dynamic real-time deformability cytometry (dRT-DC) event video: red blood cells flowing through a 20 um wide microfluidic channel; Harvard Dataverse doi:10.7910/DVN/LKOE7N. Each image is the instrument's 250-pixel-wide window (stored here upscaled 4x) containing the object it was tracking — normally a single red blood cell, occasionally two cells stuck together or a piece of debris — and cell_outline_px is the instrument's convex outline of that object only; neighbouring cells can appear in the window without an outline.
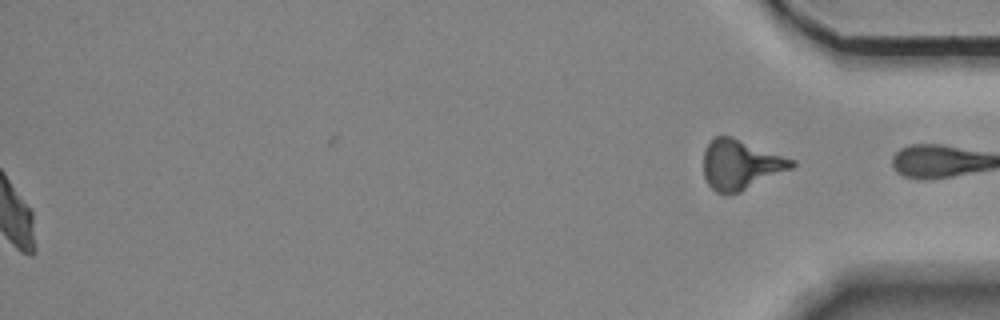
{"species": "Egyptian fruit bat (a non-hibernating species)", "species_latin": "Rousettus aegyptiacus", "temperature_condition": "room temperature", "stored_images_in_passage": 57, "segment_of_instrument_passage": [2, 2], "camera_frame_rate_fps": 3000, "um_per_image_px": 0.085, "animal": {"sex": "female"}, "frame": {"image": 1, "passage_image": 57, "time_ms": 18.667, "image_size_px": [1000, 320], "cell_outline_px": [[796, 164], [792, 168], [740, 192], [728, 196], [716, 192], [708, 184], [704, 176], [704, 148], [716, 136], [728, 136], [796, 160]], "centroid_in_image_um": [62.93, 14.03], "position_along_channel_um": 372.3, "area_um2": 25.32}}